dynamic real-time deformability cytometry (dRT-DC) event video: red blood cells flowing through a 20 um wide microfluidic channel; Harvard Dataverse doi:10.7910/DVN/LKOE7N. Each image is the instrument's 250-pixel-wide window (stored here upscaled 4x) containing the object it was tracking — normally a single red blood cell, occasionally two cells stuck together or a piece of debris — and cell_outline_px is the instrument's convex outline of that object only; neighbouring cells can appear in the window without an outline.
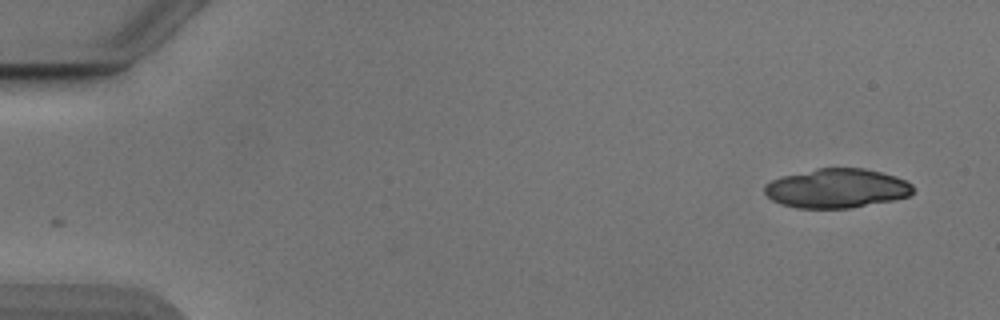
{"species": "Egyptian fruit bat (a non-hibernating species)", "species_latin": "Rousettus aegyptiacus", "temperature_condition": "cold", "stored_images_in_passage": 14, "camera_frame_rate_fps": 3000, "um_per_image_px": 0.085, "animal": {"sex": "male"}, "frame": {"image": 1, "passage_image": 1, "time_ms": 0.0, "image_size_px": [1000, 320], "cell_outline_px": [[912, 192], [908, 196], [892, 200], [848, 208], [796, 208], [780, 204], [772, 200], [764, 192], [764, 184], [772, 180], [784, 176], [816, 168], [864, 168], [896, 176], [912, 184]], "centroid_in_image_um": [71.09, 16.01], "position_along_channel_um": 13.9, "area_um2": 33.76}}